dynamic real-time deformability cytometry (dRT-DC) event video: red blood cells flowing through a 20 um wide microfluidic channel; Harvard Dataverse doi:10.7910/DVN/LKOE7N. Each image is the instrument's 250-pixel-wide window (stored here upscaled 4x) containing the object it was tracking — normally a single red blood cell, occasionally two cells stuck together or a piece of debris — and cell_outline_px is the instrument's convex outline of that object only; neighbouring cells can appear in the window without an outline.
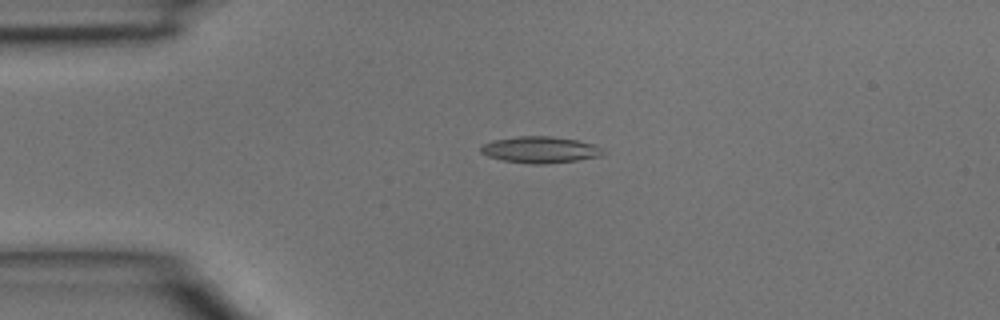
{"species": "common noctule bat (a hibernating species)", "species_latin": "Nyctalus noctula", "temperature_condition": "room temperature", "stored_images_in_passage": 4, "camera_frame_rate_fps": 3000, "um_per_image_px": 0.085, "animal": {"sex": "male", "body_mass_g": 15.6}, "frame": {"image": 1, "passage_image": 3, "time_ms": 0.667, "image_size_px": [1000, 320], "cell_outline_px": [[608, 152], [600, 156], [576, 160], [544, 164], [532, 164], [504, 160], [488, 156], [480, 152], [480, 148], [484, 144], [496, 140], [520, 136], [552, 136], [576, 140], [596, 144]], "centroid_in_image_um": [45.98, 12.72], "position_along_channel_um": 39.0, "area_um2": 18.73}}